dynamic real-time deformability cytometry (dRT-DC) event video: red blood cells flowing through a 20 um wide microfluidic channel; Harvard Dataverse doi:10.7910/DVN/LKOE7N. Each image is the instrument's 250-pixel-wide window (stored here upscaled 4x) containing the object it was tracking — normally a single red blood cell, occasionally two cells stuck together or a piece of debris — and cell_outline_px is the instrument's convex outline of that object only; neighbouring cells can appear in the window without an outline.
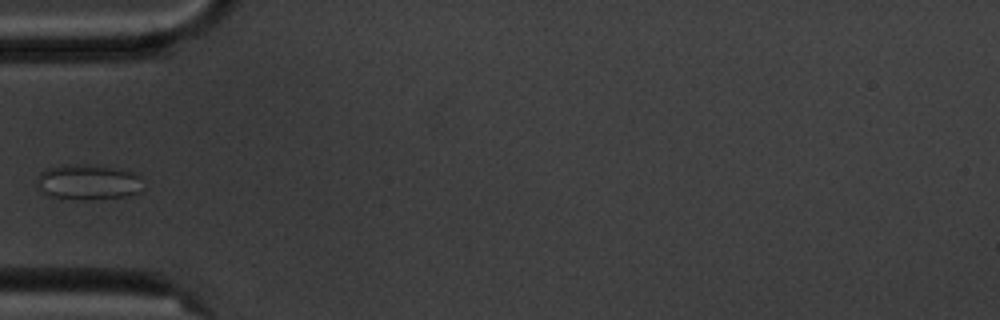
{"species": "common noctule bat (a hibernating species)", "species_latin": "Nyctalus noctula", "temperature_condition": "cold", "stored_images_in_passage": 6, "camera_frame_rate_fps": 3000, "um_per_image_px": 0.085, "animal": {"sex": "male", "body_mass_g": 20.1, "forearm_length_mm": 53.5}, "frame": {"image": 1, "passage_image": 6, "time_ms": 5.667, "image_size_px": [1000, 320], "cell_outline_px": [[140, 192], [128, 196], [88, 200], [48, 196], [36, 188], [36, 180], [40, 172], [44, 168], [68, 164], [88, 164], [120, 168], [132, 172], [140, 176]], "centroid_in_image_um": [7.44, 15.47], "position_along_channel_um": 77.6, "area_um2": 22.25}}